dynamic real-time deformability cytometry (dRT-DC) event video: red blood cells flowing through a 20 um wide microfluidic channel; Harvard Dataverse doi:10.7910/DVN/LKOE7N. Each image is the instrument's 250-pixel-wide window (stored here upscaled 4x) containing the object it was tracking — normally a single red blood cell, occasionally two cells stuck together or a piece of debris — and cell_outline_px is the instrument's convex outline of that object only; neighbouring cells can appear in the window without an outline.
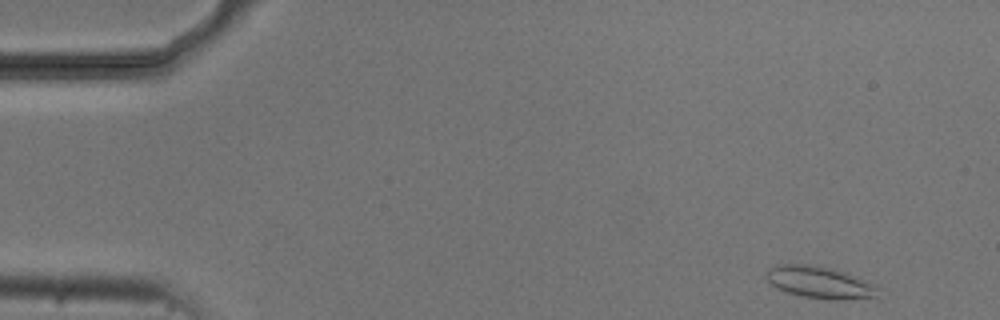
{"species": "common noctule bat (a hibernating species)", "species_latin": "Nyctalus noctula", "temperature_condition": "cold", "stored_images_in_passage": 4, "camera_frame_rate_fps": 3000, "um_per_image_px": 0.085, "animal": {"sex": "male", "body_mass_g": 20.5, "forearm_length_mm": 52.5}, "frame": {"image": 1, "passage_image": 1, "time_ms": 0.0, "image_size_px": [1000, 320], "cell_outline_px": [[880, 288], [876, 296], [836, 300], [828, 300], [804, 296], [788, 292], [772, 284], [764, 276], [764, 272], [768, 268], [780, 264], [808, 264], [844, 272], [872, 284]], "centroid_in_image_um": [69.62, 23.99], "position_along_channel_um": 15.4, "area_um2": 20.29}}